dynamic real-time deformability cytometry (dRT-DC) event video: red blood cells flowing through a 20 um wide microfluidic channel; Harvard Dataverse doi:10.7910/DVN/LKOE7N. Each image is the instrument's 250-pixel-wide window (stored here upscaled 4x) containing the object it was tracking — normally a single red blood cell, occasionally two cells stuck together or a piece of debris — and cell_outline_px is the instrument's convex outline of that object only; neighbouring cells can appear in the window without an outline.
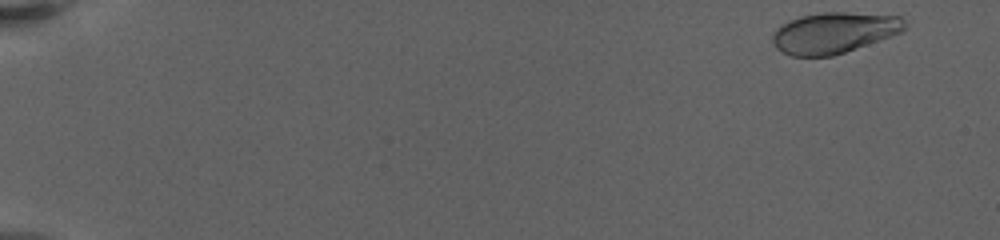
{"species": "human", "species_latin": "Homo sapiens", "temperature_condition": "warm", "stored_images_in_passage": 55, "camera_frame_rate_fps": 3000, "um_per_image_px": 0.085, "donor": {"sex": "female"}, "frame": {"image": 1, "passage_image": 2, "time_ms": 0.333, "image_size_px": [1000, 240], "cell_outline_px": [[904, 28], [900, 32], [844, 52], [832, 56], [792, 56], [776, 48], [772, 40], [772, 36], [776, 28], [800, 16], [824, 12], [844, 12], [900, 16], [904, 20]], "centroid_in_image_um": [70.85, 2.78], "position_along_channel_um": 14.1, "area_um2": 30.92}}
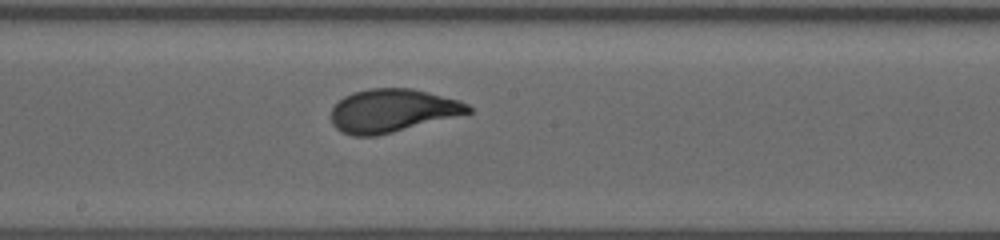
{"frame": {"image": 2, "passage_image": 34, "time_ms": 11.667, "image_size_px": [1000, 240], "cell_outline_px": [[472, 112], [376, 136], [352, 136], [336, 128], [332, 124], [332, 108], [344, 96], [352, 92], [368, 88], [412, 88], [460, 100], [468, 104], [472, 108]], "centroid_in_image_um": [33.34, 9.39], "position_along_channel_um": 214.9, "area_um2": 34.28}}
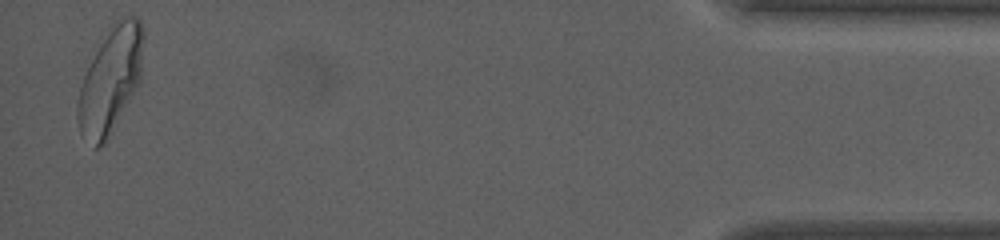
{"frame": {"image": 3, "passage_image": 54, "time_ms": 20.333, "image_size_px": [1000, 240], "cell_outline_px": [[144, 36], [140, 84], [108, 140], [96, 148], [92, 148], [80, 132], [76, 108], [80, 88], [84, 76], [108, 24], [128, 16], [136, 16], [140, 20], [144, 28]], "centroid_in_image_um": [9.42, 6.8], "position_along_channel_um": 425.8, "area_um2": 41.1}, "authors_computed_cell_mechanics": {"area_um2": 33.8708, "velocity_mm_per_s": 3.274, "shape_relaxation_time_tau1_ms": 4.4688, "shape_relaxation_time_tau2_ms": null, "deformation_change_tau1": 0.1772, "deformation_change_tau2": null}}